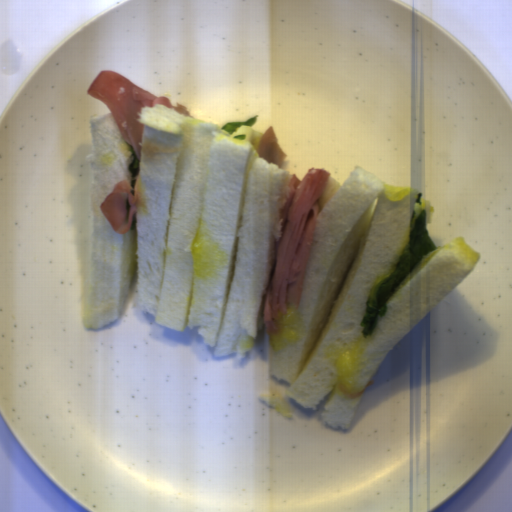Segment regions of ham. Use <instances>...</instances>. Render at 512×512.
I'll list each match as a JSON object with an SVG mask.
<instances>
[{
	"label": "ham",
	"mask_w": 512,
	"mask_h": 512,
	"mask_svg": "<svg viewBox=\"0 0 512 512\" xmlns=\"http://www.w3.org/2000/svg\"><path fill=\"white\" fill-rule=\"evenodd\" d=\"M140 171L135 180L134 193L131 181L123 180L115 184L110 195L100 205V210L116 233H127L132 227L133 217L139 210L141 194L139 188Z\"/></svg>",
	"instance_id": "obj_3"
},
{
	"label": "ham",
	"mask_w": 512,
	"mask_h": 512,
	"mask_svg": "<svg viewBox=\"0 0 512 512\" xmlns=\"http://www.w3.org/2000/svg\"><path fill=\"white\" fill-rule=\"evenodd\" d=\"M87 94L103 102L110 110L123 141L133 147L140 161L144 124L139 116L144 108L163 106L177 114L192 117L183 104L173 105L167 96H155L125 76L110 69L99 71Z\"/></svg>",
	"instance_id": "obj_2"
},
{
	"label": "ham",
	"mask_w": 512,
	"mask_h": 512,
	"mask_svg": "<svg viewBox=\"0 0 512 512\" xmlns=\"http://www.w3.org/2000/svg\"><path fill=\"white\" fill-rule=\"evenodd\" d=\"M330 173L309 169L299 181L291 175L287 200L280 210L281 237L269 276L263 321L267 334L278 333L277 317L289 306L298 309L313 235Z\"/></svg>",
	"instance_id": "obj_1"
},
{
	"label": "ham",
	"mask_w": 512,
	"mask_h": 512,
	"mask_svg": "<svg viewBox=\"0 0 512 512\" xmlns=\"http://www.w3.org/2000/svg\"><path fill=\"white\" fill-rule=\"evenodd\" d=\"M256 154L259 158H265L268 164L273 163L282 167L288 155L281 149L273 126L259 140Z\"/></svg>",
	"instance_id": "obj_4"
}]
</instances>
